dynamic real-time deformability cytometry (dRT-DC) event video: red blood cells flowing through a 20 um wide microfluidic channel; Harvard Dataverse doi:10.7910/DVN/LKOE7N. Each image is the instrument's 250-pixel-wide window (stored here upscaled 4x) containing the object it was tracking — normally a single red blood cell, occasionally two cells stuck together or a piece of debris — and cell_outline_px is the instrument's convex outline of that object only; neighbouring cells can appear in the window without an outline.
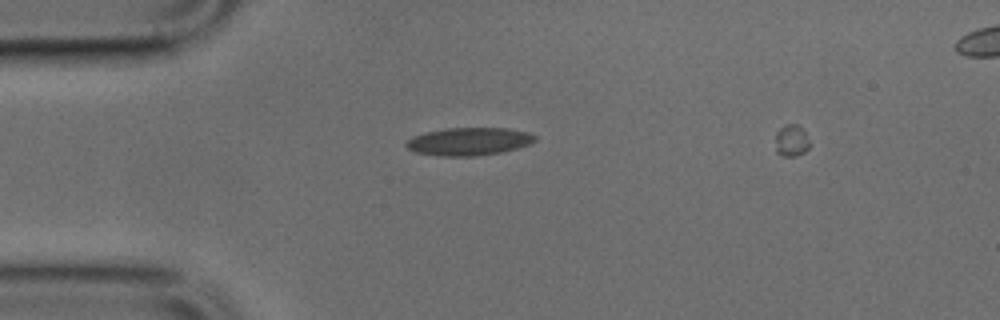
{"species": "common noctule bat (a hibernating species)", "species_latin": "Nyctalus noctula", "temperature_condition": "cold", "stored_images_in_passage": 38, "camera_frame_rate_fps": 3000, "um_per_image_px": 0.085, "animal": {"sex": "male", "body_mass_g": 17.9, "forearm_length_mm": 54.2}, "frame": {"image": 1, "passage_image": 6, "time_ms": 1.667, "image_size_px": [1000, 320], "cell_outline_px": [[536, 140], [528, 144], [516, 148], [500, 152], [476, 156], [440, 156], [416, 152], [408, 148], [404, 144], [412, 136], [424, 132], [448, 128], [508, 128], [528, 132], [536, 136]], "centroid_in_image_um": [39.83, 12.02], "position_along_channel_um": 45.2, "area_um2": 20.81}}
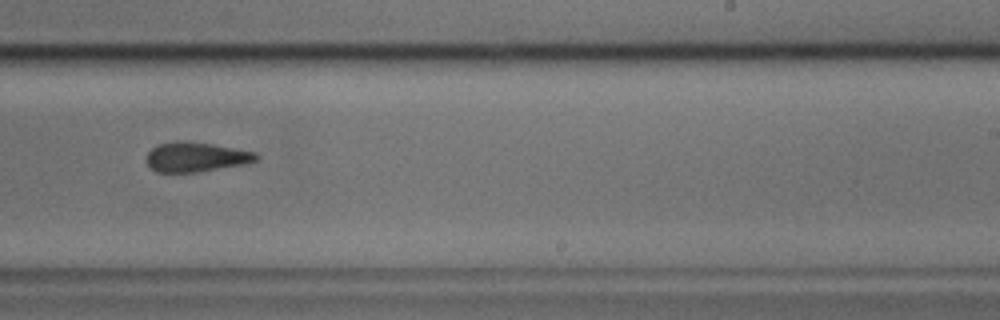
{"frame": {"image": 2, "passage_image": 24, "time_ms": 7.667, "image_size_px": [1000, 320], "cell_outline_px": [[260, 156], [256, 160], [244, 164], [196, 172], [156, 172], [148, 164], [148, 152], [152, 148], [160, 144], [212, 144], [256, 152]], "centroid_in_image_um": [16.72, 13.39], "position_along_channel_um": 272.3, "area_um2": 17.92}}
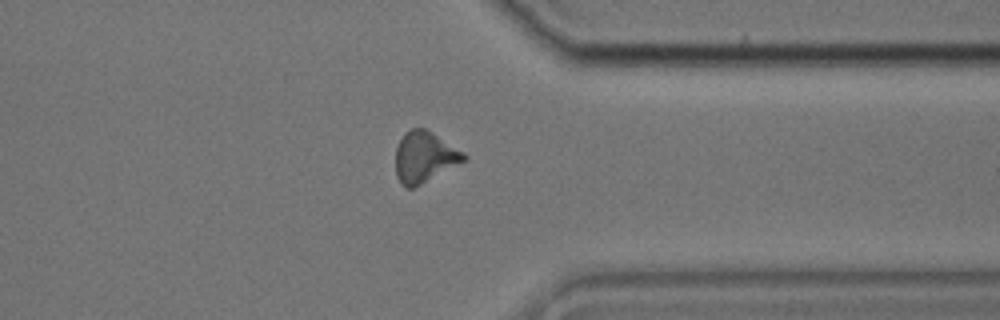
{"frame": {"image": 3, "passage_image": 32, "time_ms": 10.333, "image_size_px": [1000, 320], "cell_outline_px": [[468, 160], [412, 188], [404, 188], [400, 184], [396, 176], [396, 148], [404, 132], [412, 128], [424, 128], [432, 132], [464, 152], [468, 156]], "centroid_in_image_um": [36.08, 13.35], "position_along_channel_um": 375.3, "area_um2": 20.35}}